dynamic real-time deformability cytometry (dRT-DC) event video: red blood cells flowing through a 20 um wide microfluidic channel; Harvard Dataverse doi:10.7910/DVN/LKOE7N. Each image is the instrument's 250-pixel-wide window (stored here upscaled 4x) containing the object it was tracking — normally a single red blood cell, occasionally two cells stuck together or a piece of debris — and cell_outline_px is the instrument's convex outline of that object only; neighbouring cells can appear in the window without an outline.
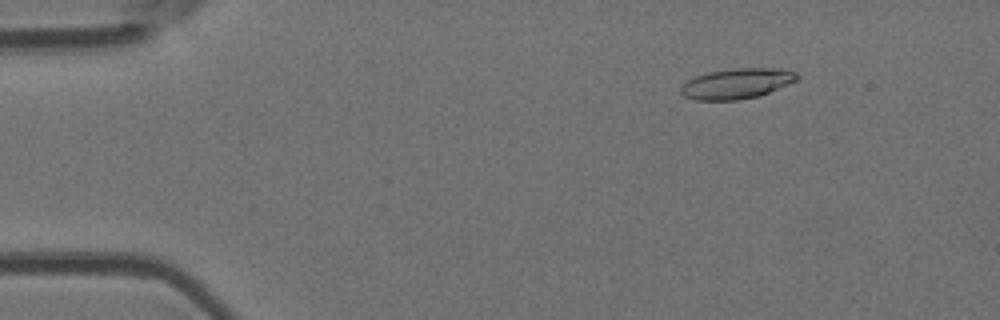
{"species": "Egyptian fruit bat (a non-hibernating species)", "species_latin": "Rousettus aegyptiacus", "temperature_condition": "room temperature", "stored_images_in_passage": 53, "camera_frame_rate_fps": 3000, "um_per_image_px": 0.085, "animal": {"sex": "female"}, "frame": {"image": 1, "passage_image": 8, "time_ms": 2.333, "image_size_px": [1000, 320], "cell_outline_px": [[800, 76], [796, 80], [788, 84], [760, 96], [740, 100], [696, 100], [684, 96], [680, 92], [680, 88], [688, 80], [696, 76], [708, 72], [736, 68], [768, 68], [796, 72]], "centroid_in_image_um": [62.61, 7.11], "position_along_channel_um": 22.4, "area_um2": 20.4}}
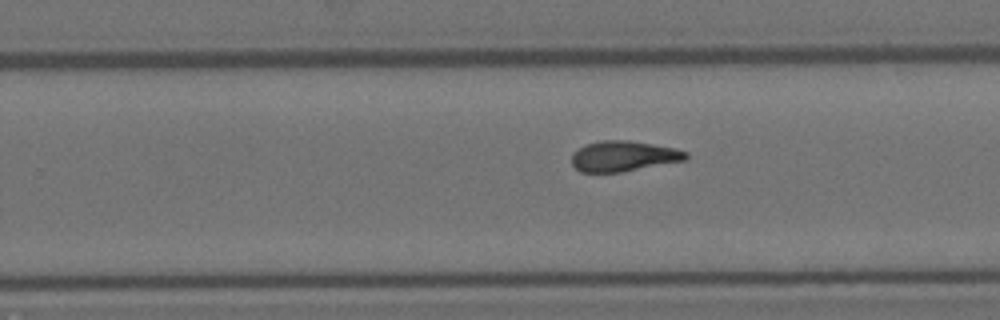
{"frame": {"image": 2, "passage_image": 34, "time_ms": 11.0, "image_size_px": [1000, 320], "cell_outline_px": [[688, 160], [620, 172], [580, 172], [572, 164], [572, 152], [584, 144], [600, 140], [628, 140], [676, 148], [688, 152]], "centroid_in_image_um": [53.0, 13.26], "position_along_channel_um": 276.8, "area_um2": 20.46}}
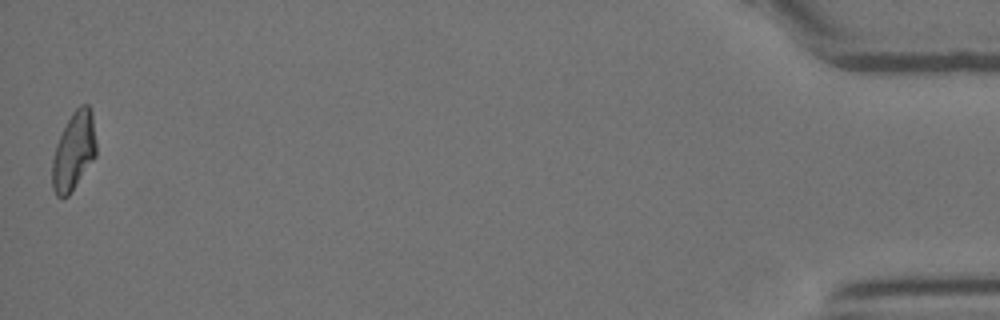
{"frame": {"image": 3, "passage_image": 53, "time_ms": 17.333, "image_size_px": [1000, 320], "cell_outline_px": [[96, 156], [72, 192], [68, 196], [56, 196], [52, 188], [52, 160], [56, 144], [72, 112], [80, 104], [88, 104], [92, 112], [96, 140]], "centroid_in_image_um": [6.28, 12.85], "position_along_channel_um": 428.9, "area_um2": 20.11}, "authors_computed_cell_mechanics": {"area_um2": 20.2878, "velocity_mm_per_s": 3.872, "shape_relaxation_time_tau1_ms": null, "shape_relaxation_time_tau2_ms": 3.6759, "deformation_change_tau1": null, "deformation_change_tau2": 0.1323}}